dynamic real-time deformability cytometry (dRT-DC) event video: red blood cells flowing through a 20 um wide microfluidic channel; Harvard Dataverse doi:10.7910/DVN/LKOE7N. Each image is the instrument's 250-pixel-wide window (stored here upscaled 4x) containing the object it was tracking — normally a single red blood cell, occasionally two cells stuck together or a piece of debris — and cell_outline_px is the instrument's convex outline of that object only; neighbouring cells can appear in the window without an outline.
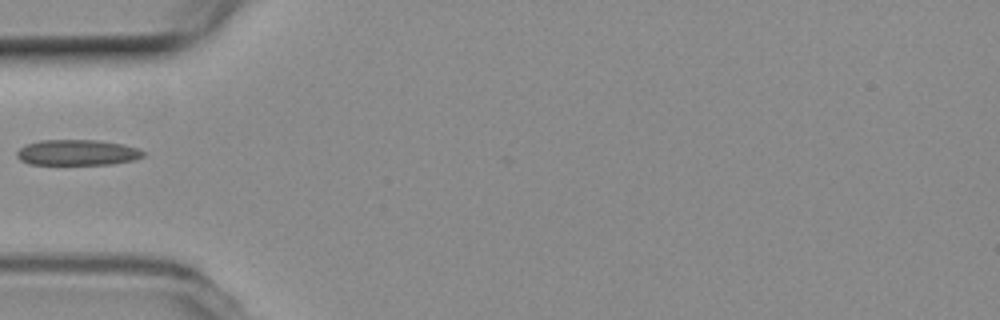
{"species": "common noctule bat (a hibernating species)", "species_latin": "Nyctalus noctula", "temperature_condition": "room temperature", "stored_images_in_passage": 5, "camera_frame_rate_fps": 3000, "um_per_image_px": 0.085, "animal": {"sex": "female", "body_mass_g": 19.3, "forearm_length_mm": 54.1}, "frame": {"image": 1, "passage_image": 1, "time_ms": 0.0, "image_size_px": [1000, 320], "cell_outline_px": [[144, 156], [132, 160], [112, 164], [28, 164], [20, 160], [16, 156], [16, 152], [20, 148], [28, 144], [40, 140], [96, 140], [124, 144], [136, 148], [144, 152]], "centroid_in_image_um": [6.55, 12.96], "position_along_channel_um": 78.5, "area_um2": 18.79}}